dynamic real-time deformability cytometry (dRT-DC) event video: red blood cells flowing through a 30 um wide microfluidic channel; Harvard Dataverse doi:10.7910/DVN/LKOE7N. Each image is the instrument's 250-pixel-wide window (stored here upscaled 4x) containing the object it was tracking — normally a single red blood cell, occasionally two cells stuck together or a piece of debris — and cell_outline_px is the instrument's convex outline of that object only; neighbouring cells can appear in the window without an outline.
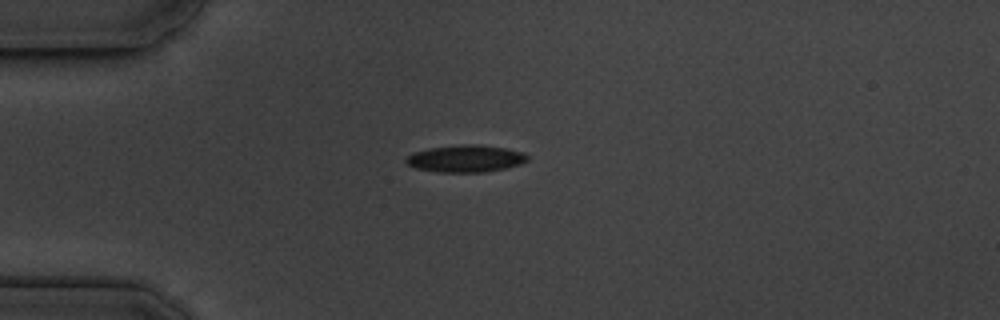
{"species": "common noctule bat (a hibernating species)", "species_latin": "Nyctalus noctula", "temperature_condition": "cold", "stored_images_in_passage": 42, "camera_frame_rate_fps": 3000, "um_per_image_px": 0.085, "animal": {"sex": "male", "body_mass_g": 19.5, "forearm_length_mm": 54.6}, "frame": {"image": 1, "passage_image": 1, "time_ms": 0.0, "image_size_px": [1000, 320], "cell_outline_px": [[528, 160], [520, 164], [504, 168], [484, 172], [436, 172], [416, 168], [408, 164], [404, 160], [412, 152], [428, 148], [460, 144], [480, 144], [504, 148], [524, 152], [528, 156]], "centroid_in_image_um": [39.56, 13.47], "position_along_channel_um": 45.4, "area_um2": 19.25}}
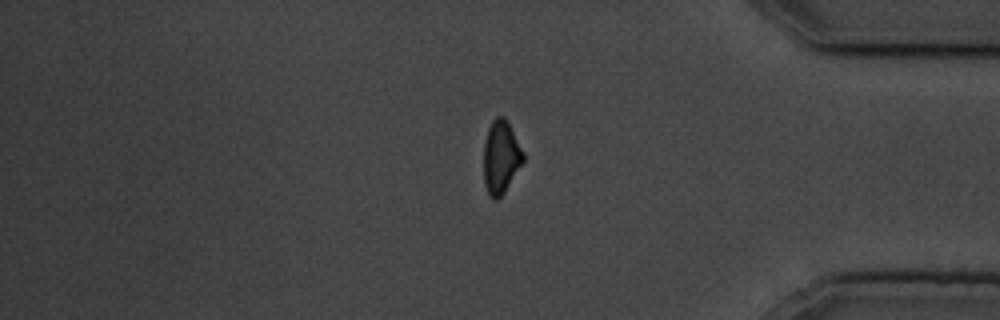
{"frame": {"image": 2, "passage_image": 33, "time_ms": 10.667, "image_size_px": [1000, 320], "cell_outline_px": [[524, 160], [504, 192], [496, 200], [492, 200], [488, 196], [484, 184], [484, 144], [488, 128], [492, 120], [496, 116], [504, 116], [508, 120], [524, 152]], "centroid_in_image_um": [42.57, 13.33], "position_along_channel_um": 392.6, "area_um2": 16.99}}
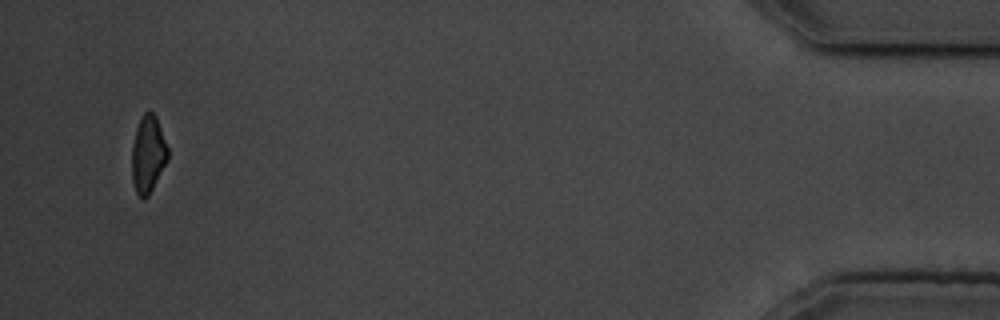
{"frame": {"image": 3, "passage_image": 40, "time_ms": 13.0, "image_size_px": [1000, 320], "cell_outline_px": [[168, 160], [148, 196], [144, 200], [136, 192], [132, 180], [132, 144], [136, 128], [140, 116], [144, 112], [152, 112], [156, 116], [168, 148]], "centroid_in_image_um": [12.58, 13.1], "position_along_channel_um": 422.6, "area_um2": 16.18}, "authors_computed_cell_mechanics": {"area_um2": 18.0625, "velocity_mm_per_s": 3.6355, "shape_relaxation_time_tau1_ms": 3.5387, "shape_relaxation_time_tau2_ms": 3.4196, "deformation_change_tau1": 0.1216, "deformation_change_tau2": 0.1128}}